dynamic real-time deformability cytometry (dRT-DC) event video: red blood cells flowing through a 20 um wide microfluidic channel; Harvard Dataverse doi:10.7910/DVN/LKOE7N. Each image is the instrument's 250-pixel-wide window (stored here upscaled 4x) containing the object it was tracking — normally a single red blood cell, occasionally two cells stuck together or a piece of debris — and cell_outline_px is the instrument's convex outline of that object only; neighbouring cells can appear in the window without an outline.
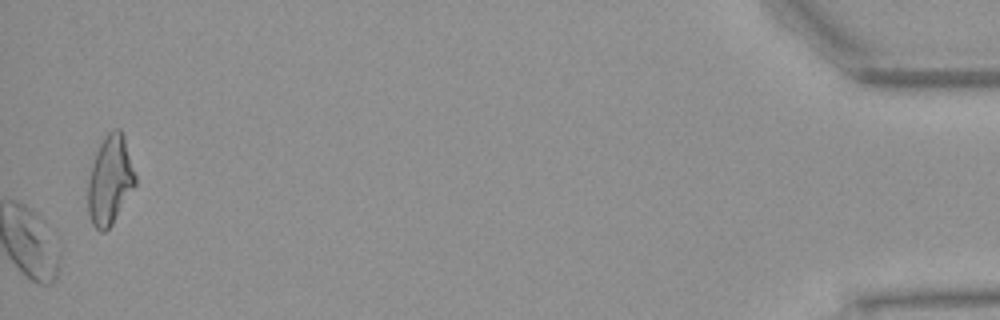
{"species": "Egyptian fruit bat (a non-hibernating species)", "species_latin": "Rousettus aegyptiacus", "temperature_condition": "warm", "stored_images_in_passage": 52, "camera_frame_rate_fps": 3000, "um_per_image_px": 0.085, "animal": {"sex": "female"}, "frame": {"image": 1, "passage_image": 52, "time_ms": 17.0, "image_size_px": [1000, 320], "cell_outline_px": [[136, 184], [112, 224], [104, 232], [100, 232], [92, 224], [88, 212], [88, 180], [92, 164], [96, 152], [104, 136], [112, 128], [120, 128], [124, 136], [136, 176]], "centroid_in_image_um": [9.35, 15.3], "position_along_channel_um": 425.9, "area_um2": 24.51}, "authors_computed_cell_mechanics": {"area_um2": 21.1837, "velocity_mm_per_s": 3.8346, "shape_relaxation_time_tau1_ms": null, "shape_relaxation_time_tau2_ms": 6.9178, "deformation_change_tau1": null, "deformation_change_tau2": 0.1275}}